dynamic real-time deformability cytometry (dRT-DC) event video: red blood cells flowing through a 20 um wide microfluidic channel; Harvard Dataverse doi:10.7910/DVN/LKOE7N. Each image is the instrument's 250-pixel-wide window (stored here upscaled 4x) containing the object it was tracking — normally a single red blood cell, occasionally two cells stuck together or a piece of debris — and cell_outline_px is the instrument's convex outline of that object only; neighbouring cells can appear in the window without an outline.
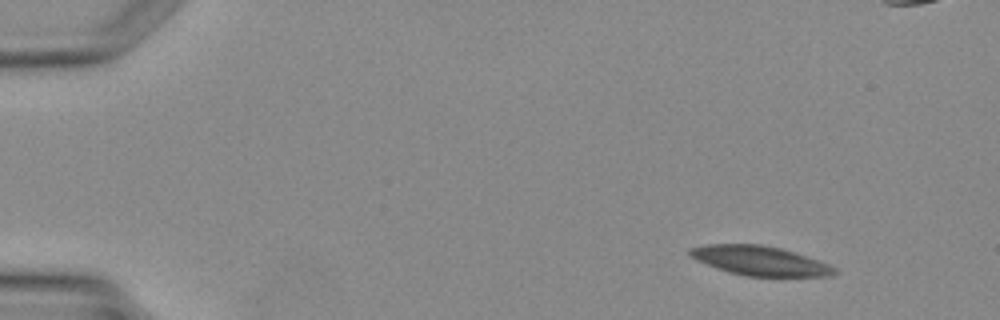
{"species": "Egyptian fruit bat (a non-hibernating species)", "species_latin": "Rousettus aegyptiacus", "temperature_condition": "warm", "stored_images_in_passage": 4, "camera_frame_rate_fps": 3000, "um_per_image_px": 0.085, "animal": {"sex": "female"}, "frame": {"image": 1, "passage_image": 1, "time_ms": 0.0, "image_size_px": [1000, 320], "cell_outline_px": [[836, 272], [832, 276], [744, 276], [728, 272], [716, 268], [696, 260], [688, 256], [688, 248], [708, 244], [760, 244], [780, 248], [828, 264], [836, 268]], "centroid_in_image_um": [64.51, 22.16], "position_along_channel_um": 20.5, "area_um2": 24.62}}